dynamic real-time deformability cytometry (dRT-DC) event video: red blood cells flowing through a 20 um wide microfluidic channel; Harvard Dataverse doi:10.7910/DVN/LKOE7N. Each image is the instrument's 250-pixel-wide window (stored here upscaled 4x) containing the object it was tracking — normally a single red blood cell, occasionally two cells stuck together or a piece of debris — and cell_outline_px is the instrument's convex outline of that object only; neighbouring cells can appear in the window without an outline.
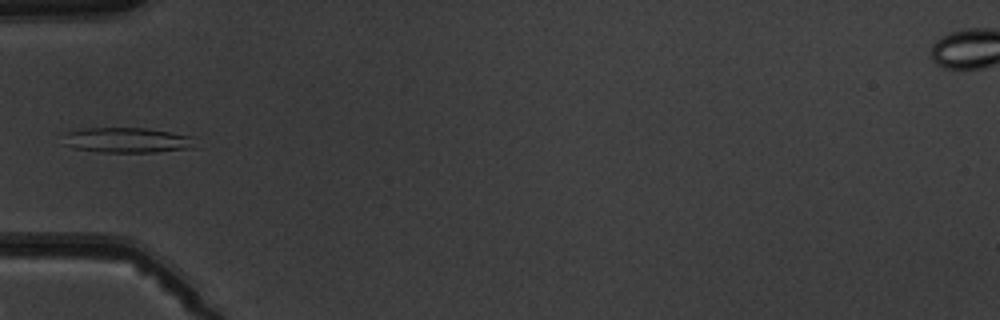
{"species": "common noctule bat (a hibernating species)", "species_latin": "Nyctalus noctula", "temperature_condition": "warm", "stored_images_in_passage": 3, "camera_frame_rate_fps": 3000, "um_per_image_px": 0.085, "animal": {"sex": "male", "body_mass_g": 19.5, "forearm_length_mm": 54.6}, "frame": {"image": 1, "passage_image": 3, "time_ms": 2.333, "image_size_px": [1000, 320], "cell_outline_px": [[196, 148], [156, 152], [100, 152], [72, 148], [64, 144], [64, 132], [80, 128], [144, 128], [192, 136]], "centroid_in_image_um": [10.77, 11.92], "position_along_channel_um": 74.2, "area_um2": 19.54}}